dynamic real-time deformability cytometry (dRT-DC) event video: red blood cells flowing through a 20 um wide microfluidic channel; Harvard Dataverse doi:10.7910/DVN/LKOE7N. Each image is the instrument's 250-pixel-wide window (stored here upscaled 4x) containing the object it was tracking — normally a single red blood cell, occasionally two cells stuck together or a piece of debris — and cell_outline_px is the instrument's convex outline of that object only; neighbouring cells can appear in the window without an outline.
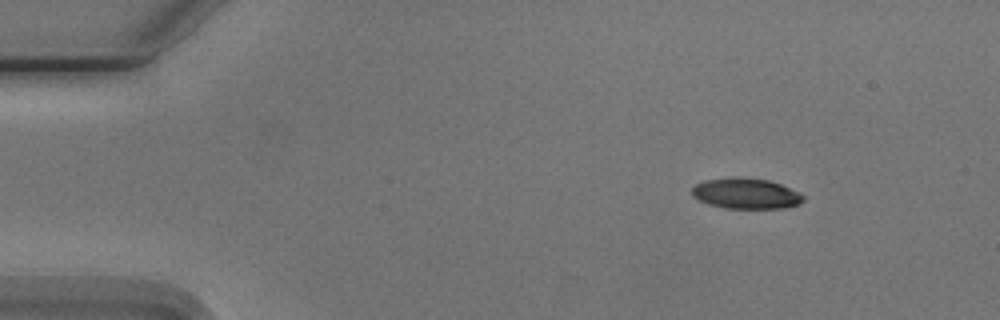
{"species": "Egyptian fruit bat (a non-hibernating species)", "species_latin": "Rousettus aegyptiacus", "temperature_condition": "cold", "stored_images_in_passage": 4, "camera_frame_rate_fps": 3000, "um_per_image_px": 0.085, "animal": {"sex": "male"}, "frame": {"image": 1, "passage_image": 1, "time_ms": 0.0, "image_size_px": [1000, 320], "cell_outline_px": [[804, 200], [800, 204], [784, 208], [724, 208], [708, 204], [692, 196], [692, 188], [696, 184], [704, 180], [736, 176], [768, 180], [780, 184], [800, 192], [804, 196]], "centroid_in_image_um": [63.41, 16.44], "position_along_channel_um": 21.6, "area_um2": 20.0}}